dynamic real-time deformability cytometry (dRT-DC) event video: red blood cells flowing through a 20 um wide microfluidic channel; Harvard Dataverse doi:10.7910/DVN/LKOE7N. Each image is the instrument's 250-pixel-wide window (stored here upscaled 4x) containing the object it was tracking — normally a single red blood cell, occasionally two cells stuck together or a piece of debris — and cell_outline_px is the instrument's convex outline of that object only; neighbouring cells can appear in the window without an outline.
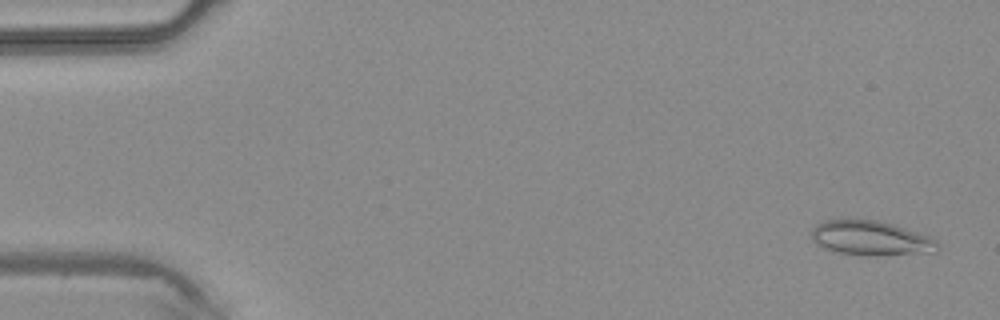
{"species": "common noctule bat (a hibernating species)", "species_latin": "Nyctalus noctula", "temperature_condition": "warm", "stored_images_in_passage": 43, "camera_frame_rate_fps": 3000, "um_per_image_px": 0.085, "animal": {"sex": "male", "body_mass_g": 20.4}, "frame": {"image": 1, "passage_image": 2, "time_ms": 0.333, "image_size_px": [1000, 320], "cell_outline_px": [[940, 248], [936, 252], [832, 252], [816, 244], [812, 240], [812, 228], [816, 224], [824, 220], [880, 220], [928, 236], [936, 240], [940, 244]], "centroid_in_image_um": [73.96, 20.18], "position_along_channel_um": 11.0, "area_um2": 24.04}}
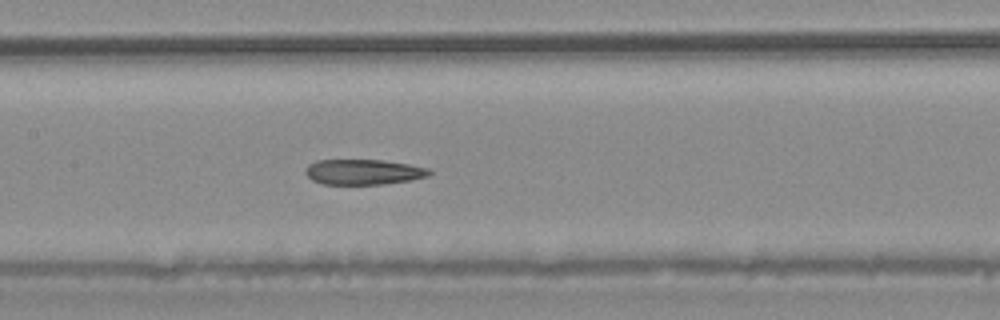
{"frame": {"image": 2, "passage_image": 21, "time_ms": 6.667, "image_size_px": [1000, 320], "cell_outline_px": [[432, 172], [428, 176], [412, 180], [384, 184], [324, 184], [312, 180], [304, 172], [308, 164], [316, 160], [384, 160], [408, 164], [428, 168]], "centroid_in_image_um": [30.89, 14.61], "position_along_channel_um": 176.5, "area_um2": 18.32}}
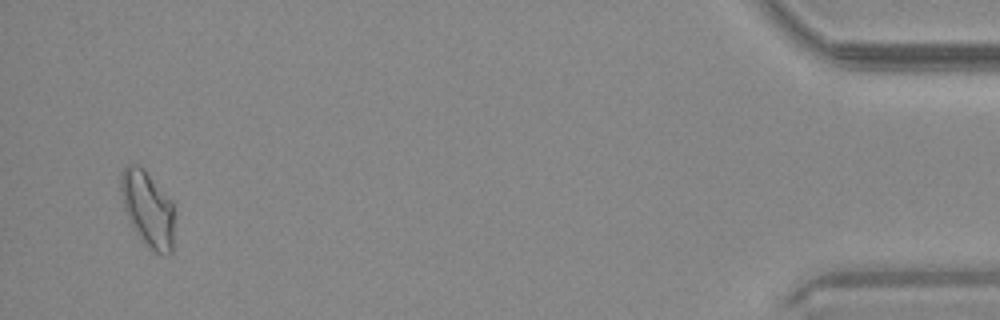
{"frame": {"image": 3, "passage_image": 42, "time_ms": 13.667, "image_size_px": [1000, 320], "cell_outline_px": [[172, 252], [168, 256], [164, 256], [148, 248], [136, 232], [124, 208], [120, 188], [120, 172], [128, 164], [136, 164], [172, 200]], "centroid_in_image_um": [12.54, 17.78], "position_along_channel_um": 422.7, "area_um2": 22.95}}